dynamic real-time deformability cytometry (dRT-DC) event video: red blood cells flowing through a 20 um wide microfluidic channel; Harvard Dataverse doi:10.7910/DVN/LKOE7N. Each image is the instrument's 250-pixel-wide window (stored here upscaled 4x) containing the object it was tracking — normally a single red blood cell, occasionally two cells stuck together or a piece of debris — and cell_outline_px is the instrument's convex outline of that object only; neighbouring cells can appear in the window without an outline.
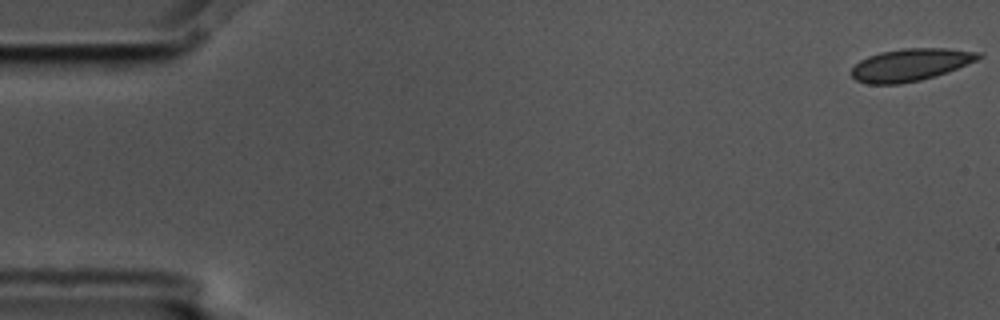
{"species": "common noctule bat (a hibernating species)", "species_latin": "Nyctalus noctula", "temperature_condition": "cold", "stored_images_in_passage": 5, "camera_frame_rate_fps": 3000, "um_per_image_px": 0.085, "animal": {"sex": "male", "body_mass_g": 17.5, "forearm_length_mm": 52.3}, "frame": {"image": 1, "passage_image": 1, "time_ms": 0.0, "image_size_px": [1000, 320], "cell_outline_px": [[984, 56], [976, 60], [936, 76], [920, 80], [900, 84], [868, 84], [856, 80], [848, 72], [860, 60], [868, 56], [880, 52], [904, 48], [948, 48], [980, 52]], "centroid_in_image_um": [77.36, 5.5], "position_along_channel_um": 7.6, "area_um2": 23.99}}
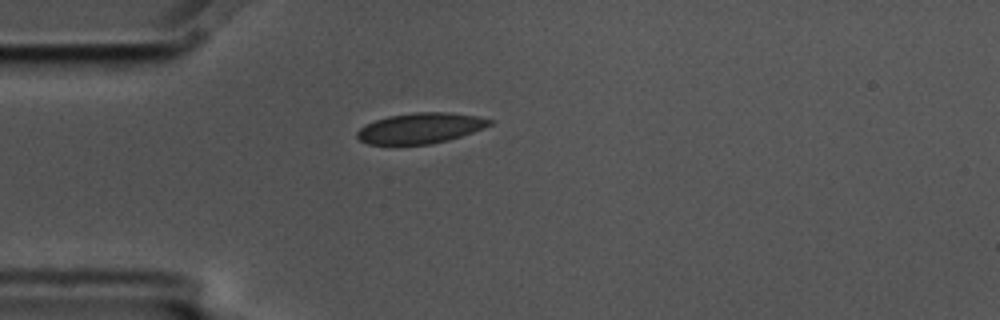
{"frame": {"image": 2, "passage_image": 5, "time_ms": 1.333, "image_size_px": [1000, 320], "cell_outline_px": [[496, 120], [492, 124], [484, 128], [448, 140], [432, 144], [368, 144], [360, 140], [356, 136], [356, 132], [360, 128], [376, 120], [388, 116], [416, 112], [448, 112], [480, 116]], "centroid_in_image_um": [35.79, 10.88], "position_along_channel_um": 49.2, "area_um2": 23.58}}